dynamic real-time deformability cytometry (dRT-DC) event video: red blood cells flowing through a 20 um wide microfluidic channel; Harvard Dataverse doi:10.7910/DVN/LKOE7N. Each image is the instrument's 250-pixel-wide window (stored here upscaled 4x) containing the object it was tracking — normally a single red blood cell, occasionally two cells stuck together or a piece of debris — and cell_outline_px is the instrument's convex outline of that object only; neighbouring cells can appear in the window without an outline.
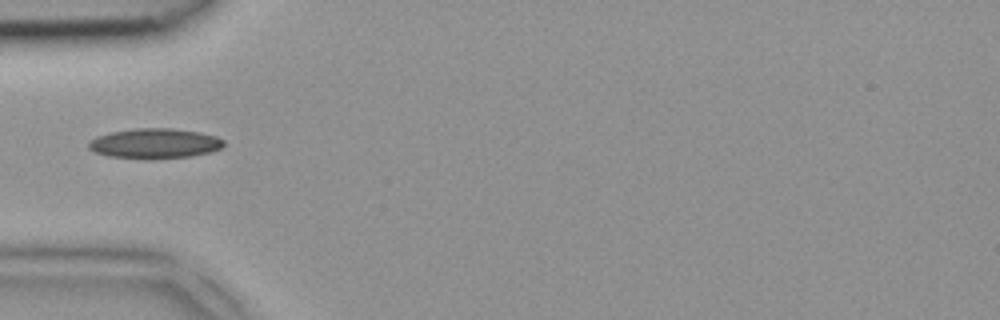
{"species": "common noctule bat (a hibernating species)", "species_latin": "Nyctalus noctula", "temperature_condition": "room temperature", "stored_images_in_passage": 2, "camera_frame_rate_fps": 3000, "um_per_image_px": 0.085, "animal": {"sex": "female", "body_mass_g": 18.4}, "frame": {"image": 1, "passage_image": 1, "time_ms": 0.0, "image_size_px": [1000, 320], "cell_outline_px": [[224, 144], [220, 148], [208, 152], [192, 156], [144, 160], [108, 156], [96, 152], [88, 148], [88, 140], [96, 136], [112, 132], [136, 128], [168, 128], [200, 132], [216, 136], [224, 140]], "centroid_in_image_um": [13.11, 12.2], "position_along_channel_um": 71.9, "area_um2": 23.81}}